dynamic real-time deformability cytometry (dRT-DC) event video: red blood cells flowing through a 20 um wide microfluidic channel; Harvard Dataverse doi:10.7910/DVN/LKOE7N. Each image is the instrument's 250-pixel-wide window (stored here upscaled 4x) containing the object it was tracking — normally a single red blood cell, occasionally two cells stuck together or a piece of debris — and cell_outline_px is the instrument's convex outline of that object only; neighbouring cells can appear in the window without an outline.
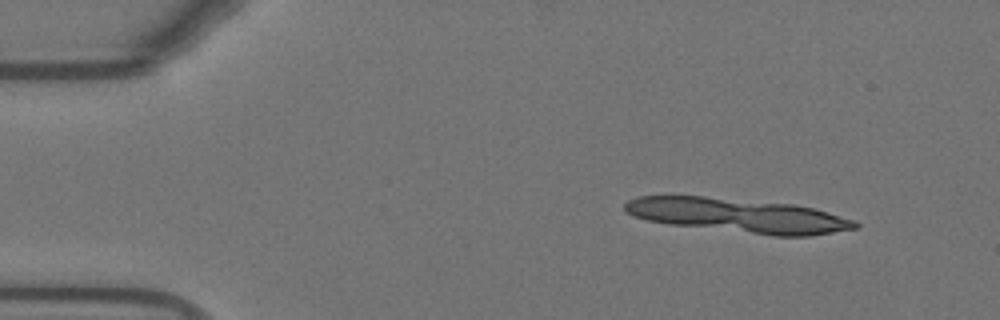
{"species": "Egyptian fruit bat (a non-hibernating species)", "species_latin": "Rousettus aegyptiacus", "temperature_condition": "warm", "stored_images_in_passage": 5, "segment_of_instrument_passage": [2, 2], "camera_frame_rate_fps": 3000, "um_per_image_px": 0.085, "animal": {"sex": "female"}, "frame": {"image": 1, "passage_image": 5, "time_ms": 1.333, "image_size_px": [1000, 320], "cell_outline_px": [[856, 224], [824, 232], [764, 232], [748, 228], [760, 208], [808, 208]], "centroid_in_image_um": [67.62, 18.77], "position_along_channel_um": 17.4, "area_um2": 13.93}}